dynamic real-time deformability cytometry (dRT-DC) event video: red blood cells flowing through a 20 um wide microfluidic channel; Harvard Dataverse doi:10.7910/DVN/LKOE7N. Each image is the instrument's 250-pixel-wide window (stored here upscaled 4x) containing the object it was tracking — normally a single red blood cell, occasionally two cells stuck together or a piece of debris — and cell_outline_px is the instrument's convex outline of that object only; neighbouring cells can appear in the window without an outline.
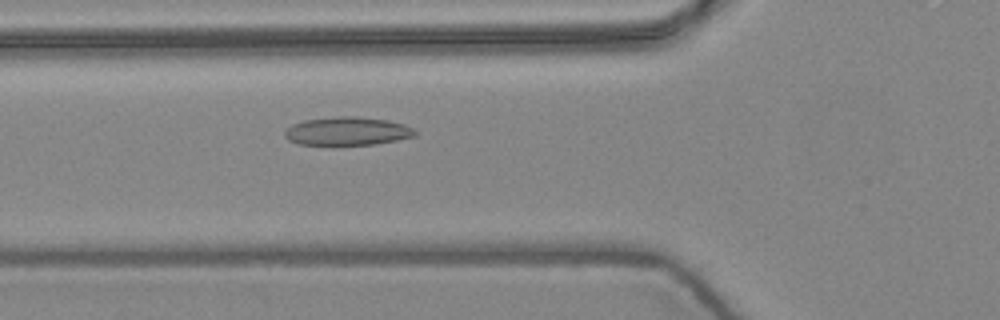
{"species": "common noctule bat (a hibernating species)", "species_latin": "Nyctalus noctula", "temperature_condition": "warm", "stored_images_in_passage": 3, "camera_frame_rate_fps": 3000, "um_per_image_px": 0.085, "animal": {"sex": "female", "body_mass_g": 24.6, "forearm_length_mm": 56.2}, "frame": {"image": 1, "passage_image": 3, "time_ms": 0.667, "image_size_px": [1000, 320], "cell_outline_px": [[416, 136], [396, 140], [372, 144], [296, 144], [288, 140], [284, 136], [284, 132], [292, 124], [304, 120], [336, 116], [356, 116], [388, 120], [404, 124], [412, 128], [416, 132]], "centroid_in_image_um": [29.5, 11.13], "position_along_channel_um": 96.3, "area_um2": 21.39}}